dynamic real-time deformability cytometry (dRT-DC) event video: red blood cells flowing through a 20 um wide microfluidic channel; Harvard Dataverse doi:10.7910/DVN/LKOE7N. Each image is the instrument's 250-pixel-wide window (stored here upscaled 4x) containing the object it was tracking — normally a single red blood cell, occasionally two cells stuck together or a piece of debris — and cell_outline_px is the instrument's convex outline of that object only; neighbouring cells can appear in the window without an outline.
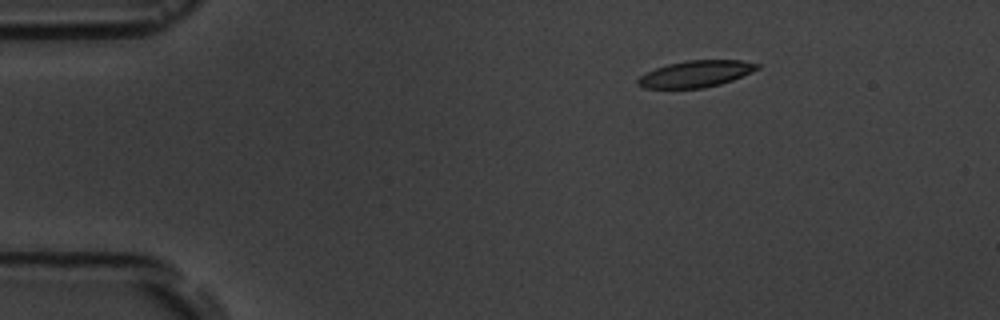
{"species": "common noctule bat (a hibernating species)", "species_latin": "Nyctalus noctula", "temperature_condition": "room temperature", "stored_images_in_passage": 4, "camera_frame_rate_fps": 3000, "um_per_image_px": 0.085, "animal": {"sex": "male", "body_mass_g": 19.5, "forearm_length_mm": 54.6}, "frame": {"image": 1, "passage_image": 2, "time_ms": 2.0, "image_size_px": [1000, 320], "cell_outline_px": [[760, 68], [732, 80], [720, 84], [704, 88], [644, 88], [636, 84], [636, 80], [640, 76], [656, 68], [668, 64], [684, 60], [740, 60], [760, 64]], "centroid_in_image_um": [59.13, 6.28], "position_along_channel_um": 25.9, "area_um2": 18.44}}